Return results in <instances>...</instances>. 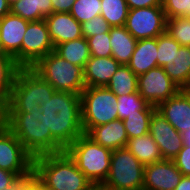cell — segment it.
Here are the masks:
<instances>
[{
    "instance_id": "cell-19",
    "label": "cell",
    "mask_w": 190,
    "mask_h": 190,
    "mask_svg": "<svg viewBox=\"0 0 190 190\" xmlns=\"http://www.w3.org/2000/svg\"><path fill=\"white\" fill-rule=\"evenodd\" d=\"M86 135L94 142L111 150L126 147L129 139L123 120L116 119L109 123L91 128Z\"/></svg>"
},
{
    "instance_id": "cell-41",
    "label": "cell",
    "mask_w": 190,
    "mask_h": 190,
    "mask_svg": "<svg viewBox=\"0 0 190 190\" xmlns=\"http://www.w3.org/2000/svg\"><path fill=\"white\" fill-rule=\"evenodd\" d=\"M53 13L69 12L75 0H51Z\"/></svg>"
},
{
    "instance_id": "cell-40",
    "label": "cell",
    "mask_w": 190,
    "mask_h": 190,
    "mask_svg": "<svg viewBox=\"0 0 190 190\" xmlns=\"http://www.w3.org/2000/svg\"><path fill=\"white\" fill-rule=\"evenodd\" d=\"M129 9L162 6V0H126Z\"/></svg>"
},
{
    "instance_id": "cell-36",
    "label": "cell",
    "mask_w": 190,
    "mask_h": 190,
    "mask_svg": "<svg viewBox=\"0 0 190 190\" xmlns=\"http://www.w3.org/2000/svg\"><path fill=\"white\" fill-rule=\"evenodd\" d=\"M110 28L111 26L101 15L81 24L82 35L85 38L109 32Z\"/></svg>"
},
{
    "instance_id": "cell-22",
    "label": "cell",
    "mask_w": 190,
    "mask_h": 190,
    "mask_svg": "<svg viewBox=\"0 0 190 190\" xmlns=\"http://www.w3.org/2000/svg\"><path fill=\"white\" fill-rule=\"evenodd\" d=\"M111 56L120 64L127 65L135 50L137 41L125 26L111 27L109 30Z\"/></svg>"
},
{
    "instance_id": "cell-51",
    "label": "cell",
    "mask_w": 190,
    "mask_h": 190,
    "mask_svg": "<svg viewBox=\"0 0 190 190\" xmlns=\"http://www.w3.org/2000/svg\"><path fill=\"white\" fill-rule=\"evenodd\" d=\"M8 5L11 7L13 4H15L16 2L20 1V0H6Z\"/></svg>"
},
{
    "instance_id": "cell-3",
    "label": "cell",
    "mask_w": 190,
    "mask_h": 190,
    "mask_svg": "<svg viewBox=\"0 0 190 190\" xmlns=\"http://www.w3.org/2000/svg\"><path fill=\"white\" fill-rule=\"evenodd\" d=\"M56 90L31 68H20L8 98L9 113H30L51 99Z\"/></svg>"
},
{
    "instance_id": "cell-1",
    "label": "cell",
    "mask_w": 190,
    "mask_h": 190,
    "mask_svg": "<svg viewBox=\"0 0 190 190\" xmlns=\"http://www.w3.org/2000/svg\"><path fill=\"white\" fill-rule=\"evenodd\" d=\"M40 111L46 121V154L65 151L84 134L80 95L56 91Z\"/></svg>"
},
{
    "instance_id": "cell-13",
    "label": "cell",
    "mask_w": 190,
    "mask_h": 190,
    "mask_svg": "<svg viewBox=\"0 0 190 190\" xmlns=\"http://www.w3.org/2000/svg\"><path fill=\"white\" fill-rule=\"evenodd\" d=\"M149 134L158 145L163 159L172 160L183 147L182 134L155 110L149 122Z\"/></svg>"
},
{
    "instance_id": "cell-12",
    "label": "cell",
    "mask_w": 190,
    "mask_h": 190,
    "mask_svg": "<svg viewBox=\"0 0 190 190\" xmlns=\"http://www.w3.org/2000/svg\"><path fill=\"white\" fill-rule=\"evenodd\" d=\"M181 89L166 74L163 67H154L138 76V92L150 105L157 107Z\"/></svg>"
},
{
    "instance_id": "cell-47",
    "label": "cell",
    "mask_w": 190,
    "mask_h": 190,
    "mask_svg": "<svg viewBox=\"0 0 190 190\" xmlns=\"http://www.w3.org/2000/svg\"><path fill=\"white\" fill-rule=\"evenodd\" d=\"M36 190H51L36 177Z\"/></svg>"
},
{
    "instance_id": "cell-7",
    "label": "cell",
    "mask_w": 190,
    "mask_h": 190,
    "mask_svg": "<svg viewBox=\"0 0 190 190\" xmlns=\"http://www.w3.org/2000/svg\"><path fill=\"white\" fill-rule=\"evenodd\" d=\"M8 129L33 158L46 154V121L40 110L9 113Z\"/></svg>"
},
{
    "instance_id": "cell-35",
    "label": "cell",
    "mask_w": 190,
    "mask_h": 190,
    "mask_svg": "<svg viewBox=\"0 0 190 190\" xmlns=\"http://www.w3.org/2000/svg\"><path fill=\"white\" fill-rule=\"evenodd\" d=\"M166 19L180 16L190 17V0H162Z\"/></svg>"
},
{
    "instance_id": "cell-4",
    "label": "cell",
    "mask_w": 190,
    "mask_h": 190,
    "mask_svg": "<svg viewBox=\"0 0 190 190\" xmlns=\"http://www.w3.org/2000/svg\"><path fill=\"white\" fill-rule=\"evenodd\" d=\"M65 151L93 184L101 185L106 180L111 163V149L82 134Z\"/></svg>"
},
{
    "instance_id": "cell-5",
    "label": "cell",
    "mask_w": 190,
    "mask_h": 190,
    "mask_svg": "<svg viewBox=\"0 0 190 190\" xmlns=\"http://www.w3.org/2000/svg\"><path fill=\"white\" fill-rule=\"evenodd\" d=\"M31 69L56 91L80 95L86 87L83 68L68 62L55 51L41 58Z\"/></svg>"
},
{
    "instance_id": "cell-6",
    "label": "cell",
    "mask_w": 190,
    "mask_h": 190,
    "mask_svg": "<svg viewBox=\"0 0 190 190\" xmlns=\"http://www.w3.org/2000/svg\"><path fill=\"white\" fill-rule=\"evenodd\" d=\"M82 128H91L118 119L117 96L107 87H85L80 94Z\"/></svg>"
},
{
    "instance_id": "cell-26",
    "label": "cell",
    "mask_w": 190,
    "mask_h": 190,
    "mask_svg": "<svg viewBox=\"0 0 190 190\" xmlns=\"http://www.w3.org/2000/svg\"><path fill=\"white\" fill-rule=\"evenodd\" d=\"M118 119L124 120L132 114H153L156 107L148 104L139 92L117 96Z\"/></svg>"
},
{
    "instance_id": "cell-38",
    "label": "cell",
    "mask_w": 190,
    "mask_h": 190,
    "mask_svg": "<svg viewBox=\"0 0 190 190\" xmlns=\"http://www.w3.org/2000/svg\"><path fill=\"white\" fill-rule=\"evenodd\" d=\"M9 103L8 97L0 93V129L8 128Z\"/></svg>"
},
{
    "instance_id": "cell-8",
    "label": "cell",
    "mask_w": 190,
    "mask_h": 190,
    "mask_svg": "<svg viewBox=\"0 0 190 190\" xmlns=\"http://www.w3.org/2000/svg\"><path fill=\"white\" fill-rule=\"evenodd\" d=\"M144 165L126 148L112 150L106 180L99 185L116 190H143Z\"/></svg>"
},
{
    "instance_id": "cell-28",
    "label": "cell",
    "mask_w": 190,
    "mask_h": 190,
    "mask_svg": "<svg viewBox=\"0 0 190 190\" xmlns=\"http://www.w3.org/2000/svg\"><path fill=\"white\" fill-rule=\"evenodd\" d=\"M166 32L181 46H190V17L168 18Z\"/></svg>"
},
{
    "instance_id": "cell-25",
    "label": "cell",
    "mask_w": 190,
    "mask_h": 190,
    "mask_svg": "<svg viewBox=\"0 0 190 190\" xmlns=\"http://www.w3.org/2000/svg\"><path fill=\"white\" fill-rule=\"evenodd\" d=\"M116 96L129 95L138 91V76L121 64L106 86Z\"/></svg>"
},
{
    "instance_id": "cell-42",
    "label": "cell",
    "mask_w": 190,
    "mask_h": 190,
    "mask_svg": "<svg viewBox=\"0 0 190 190\" xmlns=\"http://www.w3.org/2000/svg\"><path fill=\"white\" fill-rule=\"evenodd\" d=\"M36 9L44 16L47 17L53 13L51 0H35Z\"/></svg>"
},
{
    "instance_id": "cell-52",
    "label": "cell",
    "mask_w": 190,
    "mask_h": 190,
    "mask_svg": "<svg viewBox=\"0 0 190 190\" xmlns=\"http://www.w3.org/2000/svg\"><path fill=\"white\" fill-rule=\"evenodd\" d=\"M100 190H116V189H112V188H109V187H100Z\"/></svg>"
},
{
    "instance_id": "cell-46",
    "label": "cell",
    "mask_w": 190,
    "mask_h": 190,
    "mask_svg": "<svg viewBox=\"0 0 190 190\" xmlns=\"http://www.w3.org/2000/svg\"><path fill=\"white\" fill-rule=\"evenodd\" d=\"M10 13V6L6 0H0V19H2L6 14Z\"/></svg>"
},
{
    "instance_id": "cell-50",
    "label": "cell",
    "mask_w": 190,
    "mask_h": 190,
    "mask_svg": "<svg viewBox=\"0 0 190 190\" xmlns=\"http://www.w3.org/2000/svg\"><path fill=\"white\" fill-rule=\"evenodd\" d=\"M84 190H100V186L92 183L87 189Z\"/></svg>"
},
{
    "instance_id": "cell-11",
    "label": "cell",
    "mask_w": 190,
    "mask_h": 190,
    "mask_svg": "<svg viewBox=\"0 0 190 190\" xmlns=\"http://www.w3.org/2000/svg\"><path fill=\"white\" fill-rule=\"evenodd\" d=\"M166 20L162 6L129 9L125 27L136 40L156 38L166 32Z\"/></svg>"
},
{
    "instance_id": "cell-21",
    "label": "cell",
    "mask_w": 190,
    "mask_h": 190,
    "mask_svg": "<svg viewBox=\"0 0 190 190\" xmlns=\"http://www.w3.org/2000/svg\"><path fill=\"white\" fill-rule=\"evenodd\" d=\"M163 68L180 89L190 87V46H180Z\"/></svg>"
},
{
    "instance_id": "cell-23",
    "label": "cell",
    "mask_w": 190,
    "mask_h": 190,
    "mask_svg": "<svg viewBox=\"0 0 190 190\" xmlns=\"http://www.w3.org/2000/svg\"><path fill=\"white\" fill-rule=\"evenodd\" d=\"M126 148L145 166L162 161L158 145L149 133L128 139Z\"/></svg>"
},
{
    "instance_id": "cell-39",
    "label": "cell",
    "mask_w": 190,
    "mask_h": 190,
    "mask_svg": "<svg viewBox=\"0 0 190 190\" xmlns=\"http://www.w3.org/2000/svg\"><path fill=\"white\" fill-rule=\"evenodd\" d=\"M18 179L15 173L0 168V190L12 186Z\"/></svg>"
},
{
    "instance_id": "cell-20",
    "label": "cell",
    "mask_w": 190,
    "mask_h": 190,
    "mask_svg": "<svg viewBox=\"0 0 190 190\" xmlns=\"http://www.w3.org/2000/svg\"><path fill=\"white\" fill-rule=\"evenodd\" d=\"M157 50V37L138 40L128 67L137 76L157 67Z\"/></svg>"
},
{
    "instance_id": "cell-9",
    "label": "cell",
    "mask_w": 190,
    "mask_h": 190,
    "mask_svg": "<svg viewBox=\"0 0 190 190\" xmlns=\"http://www.w3.org/2000/svg\"><path fill=\"white\" fill-rule=\"evenodd\" d=\"M54 49L45 19L31 21L24 33L21 50L13 59L20 68H32Z\"/></svg>"
},
{
    "instance_id": "cell-10",
    "label": "cell",
    "mask_w": 190,
    "mask_h": 190,
    "mask_svg": "<svg viewBox=\"0 0 190 190\" xmlns=\"http://www.w3.org/2000/svg\"><path fill=\"white\" fill-rule=\"evenodd\" d=\"M0 168L19 178L33 173V157L8 128L0 129Z\"/></svg>"
},
{
    "instance_id": "cell-27",
    "label": "cell",
    "mask_w": 190,
    "mask_h": 190,
    "mask_svg": "<svg viewBox=\"0 0 190 190\" xmlns=\"http://www.w3.org/2000/svg\"><path fill=\"white\" fill-rule=\"evenodd\" d=\"M128 11L126 0H101V16L111 27L125 26Z\"/></svg>"
},
{
    "instance_id": "cell-24",
    "label": "cell",
    "mask_w": 190,
    "mask_h": 190,
    "mask_svg": "<svg viewBox=\"0 0 190 190\" xmlns=\"http://www.w3.org/2000/svg\"><path fill=\"white\" fill-rule=\"evenodd\" d=\"M54 51L68 62L80 66L83 69L91 57L88 42L85 37L63 42L57 45Z\"/></svg>"
},
{
    "instance_id": "cell-14",
    "label": "cell",
    "mask_w": 190,
    "mask_h": 190,
    "mask_svg": "<svg viewBox=\"0 0 190 190\" xmlns=\"http://www.w3.org/2000/svg\"><path fill=\"white\" fill-rule=\"evenodd\" d=\"M183 177L173 160L144 166L143 190H174Z\"/></svg>"
},
{
    "instance_id": "cell-31",
    "label": "cell",
    "mask_w": 190,
    "mask_h": 190,
    "mask_svg": "<svg viewBox=\"0 0 190 190\" xmlns=\"http://www.w3.org/2000/svg\"><path fill=\"white\" fill-rule=\"evenodd\" d=\"M152 114H132L123 120L129 139L149 133V122Z\"/></svg>"
},
{
    "instance_id": "cell-49",
    "label": "cell",
    "mask_w": 190,
    "mask_h": 190,
    "mask_svg": "<svg viewBox=\"0 0 190 190\" xmlns=\"http://www.w3.org/2000/svg\"><path fill=\"white\" fill-rule=\"evenodd\" d=\"M0 57H11V56H9V55L6 53V51L4 50L1 41H0Z\"/></svg>"
},
{
    "instance_id": "cell-29",
    "label": "cell",
    "mask_w": 190,
    "mask_h": 190,
    "mask_svg": "<svg viewBox=\"0 0 190 190\" xmlns=\"http://www.w3.org/2000/svg\"><path fill=\"white\" fill-rule=\"evenodd\" d=\"M69 13L79 23L87 22L101 15V0H75Z\"/></svg>"
},
{
    "instance_id": "cell-44",
    "label": "cell",
    "mask_w": 190,
    "mask_h": 190,
    "mask_svg": "<svg viewBox=\"0 0 190 190\" xmlns=\"http://www.w3.org/2000/svg\"><path fill=\"white\" fill-rule=\"evenodd\" d=\"M174 190H190V176H183Z\"/></svg>"
},
{
    "instance_id": "cell-37",
    "label": "cell",
    "mask_w": 190,
    "mask_h": 190,
    "mask_svg": "<svg viewBox=\"0 0 190 190\" xmlns=\"http://www.w3.org/2000/svg\"><path fill=\"white\" fill-rule=\"evenodd\" d=\"M172 160L183 176H190V145L183 144L178 155Z\"/></svg>"
},
{
    "instance_id": "cell-34",
    "label": "cell",
    "mask_w": 190,
    "mask_h": 190,
    "mask_svg": "<svg viewBox=\"0 0 190 190\" xmlns=\"http://www.w3.org/2000/svg\"><path fill=\"white\" fill-rule=\"evenodd\" d=\"M91 56L109 57L112 54L109 32L86 38Z\"/></svg>"
},
{
    "instance_id": "cell-17",
    "label": "cell",
    "mask_w": 190,
    "mask_h": 190,
    "mask_svg": "<svg viewBox=\"0 0 190 190\" xmlns=\"http://www.w3.org/2000/svg\"><path fill=\"white\" fill-rule=\"evenodd\" d=\"M29 21L11 12L0 19V41L12 58L21 50L24 33Z\"/></svg>"
},
{
    "instance_id": "cell-45",
    "label": "cell",
    "mask_w": 190,
    "mask_h": 190,
    "mask_svg": "<svg viewBox=\"0 0 190 190\" xmlns=\"http://www.w3.org/2000/svg\"><path fill=\"white\" fill-rule=\"evenodd\" d=\"M29 177L19 178L12 186L2 190H20V188L28 181Z\"/></svg>"
},
{
    "instance_id": "cell-33",
    "label": "cell",
    "mask_w": 190,
    "mask_h": 190,
    "mask_svg": "<svg viewBox=\"0 0 190 190\" xmlns=\"http://www.w3.org/2000/svg\"><path fill=\"white\" fill-rule=\"evenodd\" d=\"M10 12L29 22L45 19L39 10L36 9L35 0H20L10 7Z\"/></svg>"
},
{
    "instance_id": "cell-18",
    "label": "cell",
    "mask_w": 190,
    "mask_h": 190,
    "mask_svg": "<svg viewBox=\"0 0 190 190\" xmlns=\"http://www.w3.org/2000/svg\"><path fill=\"white\" fill-rule=\"evenodd\" d=\"M120 65L112 56H91L83 69L85 86L106 87Z\"/></svg>"
},
{
    "instance_id": "cell-43",
    "label": "cell",
    "mask_w": 190,
    "mask_h": 190,
    "mask_svg": "<svg viewBox=\"0 0 190 190\" xmlns=\"http://www.w3.org/2000/svg\"><path fill=\"white\" fill-rule=\"evenodd\" d=\"M20 190H36V176L32 173Z\"/></svg>"
},
{
    "instance_id": "cell-53",
    "label": "cell",
    "mask_w": 190,
    "mask_h": 190,
    "mask_svg": "<svg viewBox=\"0 0 190 190\" xmlns=\"http://www.w3.org/2000/svg\"><path fill=\"white\" fill-rule=\"evenodd\" d=\"M189 96H190V88L188 87V88H185V89H183Z\"/></svg>"
},
{
    "instance_id": "cell-30",
    "label": "cell",
    "mask_w": 190,
    "mask_h": 190,
    "mask_svg": "<svg viewBox=\"0 0 190 190\" xmlns=\"http://www.w3.org/2000/svg\"><path fill=\"white\" fill-rule=\"evenodd\" d=\"M19 69L20 67L12 57H0V93L8 98Z\"/></svg>"
},
{
    "instance_id": "cell-16",
    "label": "cell",
    "mask_w": 190,
    "mask_h": 190,
    "mask_svg": "<svg viewBox=\"0 0 190 190\" xmlns=\"http://www.w3.org/2000/svg\"><path fill=\"white\" fill-rule=\"evenodd\" d=\"M45 21L54 47L63 42L83 37L81 23L69 12L52 13L45 17Z\"/></svg>"
},
{
    "instance_id": "cell-48",
    "label": "cell",
    "mask_w": 190,
    "mask_h": 190,
    "mask_svg": "<svg viewBox=\"0 0 190 190\" xmlns=\"http://www.w3.org/2000/svg\"><path fill=\"white\" fill-rule=\"evenodd\" d=\"M183 142L190 145V129L182 133Z\"/></svg>"
},
{
    "instance_id": "cell-15",
    "label": "cell",
    "mask_w": 190,
    "mask_h": 190,
    "mask_svg": "<svg viewBox=\"0 0 190 190\" xmlns=\"http://www.w3.org/2000/svg\"><path fill=\"white\" fill-rule=\"evenodd\" d=\"M156 110L179 133L182 134L190 129V96L183 89L160 103Z\"/></svg>"
},
{
    "instance_id": "cell-32",
    "label": "cell",
    "mask_w": 190,
    "mask_h": 190,
    "mask_svg": "<svg viewBox=\"0 0 190 190\" xmlns=\"http://www.w3.org/2000/svg\"><path fill=\"white\" fill-rule=\"evenodd\" d=\"M180 44L167 32L157 37V66L163 67L167 61L178 51Z\"/></svg>"
},
{
    "instance_id": "cell-2",
    "label": "cell",
    "mask_w": 190,
    "mask_h": 190,
    "mask_svg": "<svg viewBox=\"0 0 190 190\" xmlns=\"http://www.w3.org/2000/svg\"><path fill=\"white\" fill-rule=\"evenodd\" d=\"M33 174L51 190H84L92 184L66 151L33 158Z\"/></svg>"
}]
</instances>
